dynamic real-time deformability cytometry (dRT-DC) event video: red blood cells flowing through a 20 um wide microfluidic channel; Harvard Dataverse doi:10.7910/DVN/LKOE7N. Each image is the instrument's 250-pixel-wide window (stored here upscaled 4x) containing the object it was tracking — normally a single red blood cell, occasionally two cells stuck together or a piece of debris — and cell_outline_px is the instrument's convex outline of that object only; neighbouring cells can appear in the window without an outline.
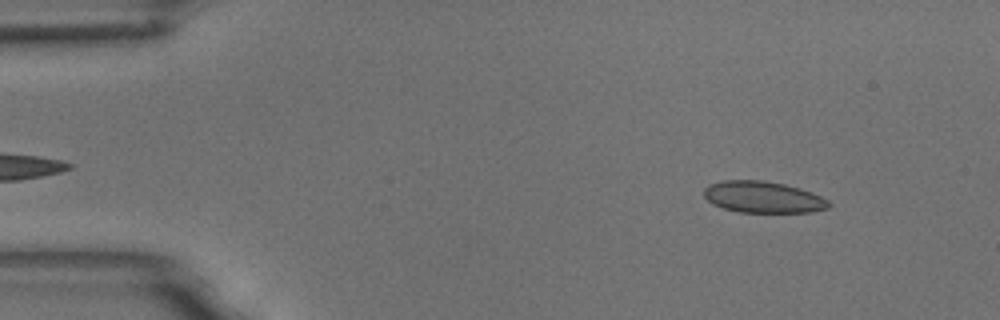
{"species": "common noctule bat (a hibernating species)", "species_latin": "Nyctalus noctula", "temperature_condition": "room temperature", "stored_images_in_passage": 55, "camera_frame_rate_fps": 3000, "um_per_image_px": 0.085, "animal": {"sex": "male", "body_mass_g": 18.8}, "frame": {"image": 1, "passage_image": 6, "time_ms": 1.667, "image_size_px": [1000, 320], "cell_outline_px": [[832, 204], [828, 208], [812, 212], [740, 212], [724, 208], [712, 204], [704, 196], [704, 188], [708, 184], [720, 180], [764, 180], [784, 184], [800, 188], [812, 192], [828, 200]], "centroid_in_image_um": [64.85, 16.74], "position_along_channel_um": 20.1, "area_um2": 23.06}}
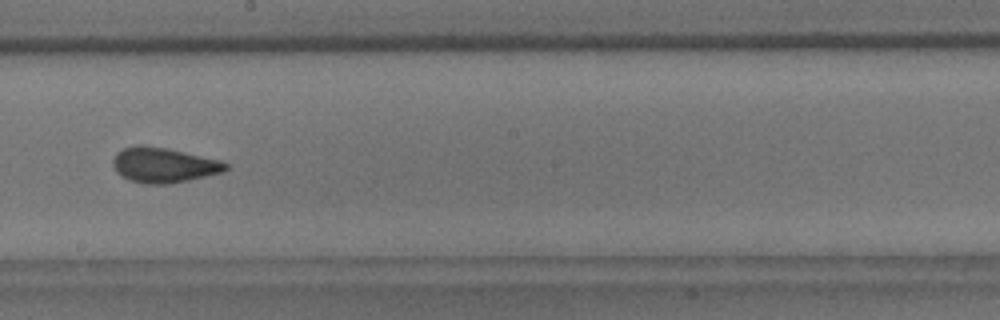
{"frame": {"image": 2, "passage_image": 31, "time_ms": 10.0, "image_size_px": [1000, 320], "cell_outline_px": [[228, 168], [224, 172], [188, 180], [168, 184], [144, 184], [132, 180], [116, 172], [112, 164], [112, 160], [116, 152], [124, 148], [136, 144], [140, 144], [164, 148], [220, 160], [228, 164]], "centroid_in_image_um": [13.89, 14.03], "position_along_channel_um": 234.3, "area_um2": 22.89}}
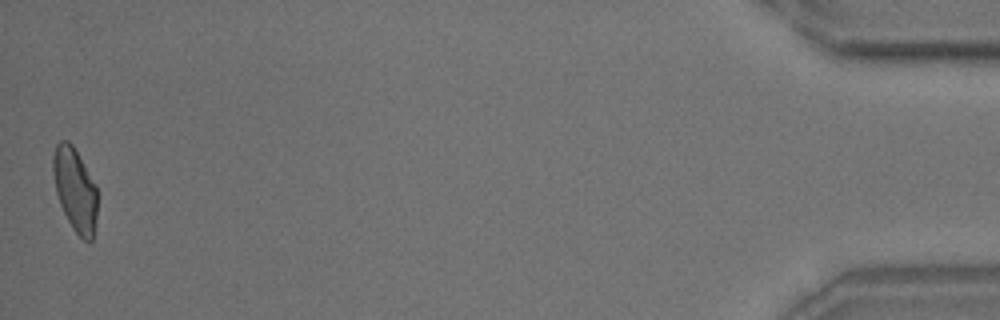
{"frame": {"image": 3, "passage_image": 55, "time_ms": 18.0, "image_size_px": [1000, 320], "cell_outline_px": [[96, 220], [92, 240], [84, 240], [72, 228], [60, 204], [56, 192], [52, 168], [52, 156], [56, 144], [60, 140], [68, 140], [72, 144], [96, 184]], "centroid_in_image_um": [6.36, 16.08], "position_along_channel_um": 428.8, "area_um2": 21.39}, "authors_computed_cell_mechanics": {"area_um2": 22.5998, "velocity_mm_per_s": 3.593, "shape_relaxation_time_tau1_ms": null, "shape_relaxation_time_tau2_ms": 1.0302, "deformation_change_tau1": null, "deformation_change_tau2": 0.0531}}